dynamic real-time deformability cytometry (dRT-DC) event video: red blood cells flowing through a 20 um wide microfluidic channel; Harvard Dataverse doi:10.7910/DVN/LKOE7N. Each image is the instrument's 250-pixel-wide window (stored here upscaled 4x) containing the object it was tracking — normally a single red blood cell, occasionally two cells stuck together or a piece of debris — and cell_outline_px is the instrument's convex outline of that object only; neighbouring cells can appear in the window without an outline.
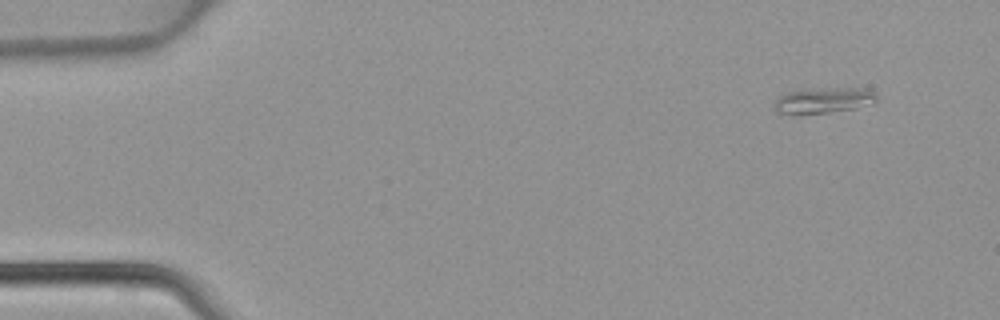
{"species": "common noctule bat (a hibernating species)", "species_latin": "Nyctalus noctula", "temperature_condition": "warm", "stored_images_in_passage": 3, "camera_frame_rate_fps": 3000, "um_per_image_px": 0.085, "animal": {"sex": "female", "body_mass_g": 22.7, "forearm_length_mm": 54.2}, "frame": {"image": 1, "passage_image": 1, "time_ms": 0.0, "image_size_px": [1000, 320], "cell_outline_px": [[876, 100], [872, 104], [856, 108], [828, 112], [796, 116], [776, 112], [776, 100], [780, 96], [788, 92], [820, 88], [868, 88], [876, 92]], "centroid_in_image_um": [70.03, 8.55], "position_along_channel_um": 15.0, "area_um2": 15.49}}